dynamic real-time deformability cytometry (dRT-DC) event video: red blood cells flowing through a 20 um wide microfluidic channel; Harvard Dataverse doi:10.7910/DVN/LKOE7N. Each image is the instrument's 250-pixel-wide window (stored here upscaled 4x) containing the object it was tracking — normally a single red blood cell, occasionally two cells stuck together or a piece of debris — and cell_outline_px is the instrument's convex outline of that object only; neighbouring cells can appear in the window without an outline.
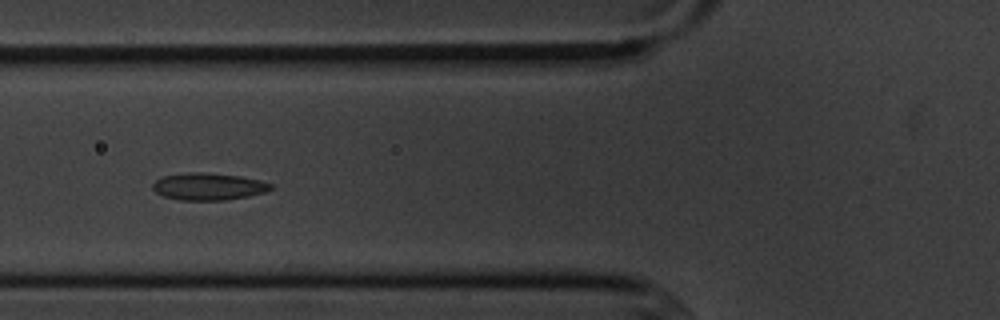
{"species": "common noctule bat (a hibernating species)", "species_latin": "Nyctalus noctula", "temperature_condition": "cold", "stored_images_in_passage": 5, "camera_frame_rate_fps": 3000, "um_per_image_px": 0.085, "animal": {"sex": "male", "body_mass_g": 20.1, "forearm_length_mm": 53.5}, "frame": {"image": 1, "passage_image": 5, "time_ms": 4.667, "image_size_px": [1000, 320], "cell_outline_px": [[276, 184], [272, 188], [264, 192], [248, 196], [224, 200], [180, 200], [164, 196], [156, 192], [152, 188], [152, 184], [156, 180], [164, 176], [192, 172], [200, 172], [240, 176], [260, 180]], "centroid_in_image_um": [17.74, 15.85], "position_along_channel_um": 108.1, "area_um2": 18.55}}